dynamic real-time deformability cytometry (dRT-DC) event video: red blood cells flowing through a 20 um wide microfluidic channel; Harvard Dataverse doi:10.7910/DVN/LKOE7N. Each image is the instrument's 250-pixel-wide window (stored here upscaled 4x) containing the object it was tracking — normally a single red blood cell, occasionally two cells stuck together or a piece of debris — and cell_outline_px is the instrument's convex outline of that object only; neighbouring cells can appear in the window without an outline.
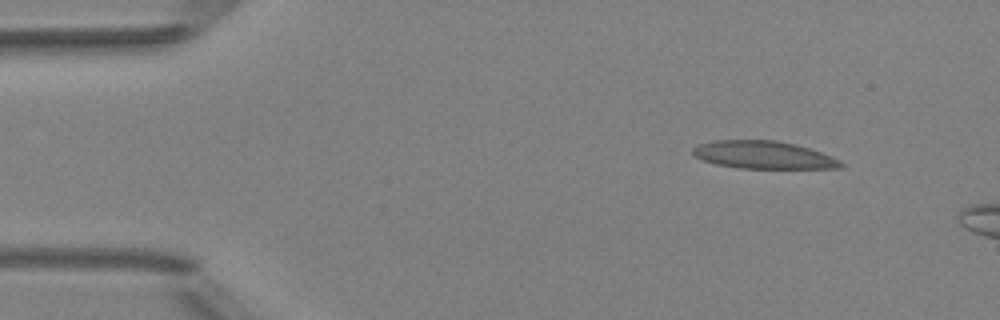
{"species": "Egyptian fruit bat (a non-hibernating species)", "species_latin": "Rousettus aegyptiacus", "temperature_condition": "room temperature", "stored_images_in_passage": 5, "camera_frame_rate_fps": 3000, "um_per_image_px": 0.085, "animal": {"sex": "female"}, "frame": {"image": 1, "passage_image": 5, "time_ms": 5.333, "image_size_px": [1000, 320], "cell_outline_px": [[844, 168], [740, 168], [716, 164], [704, 160], [696, 156], [692, 152], [692, 148], [696, 144], [712, 140], [776, 140], [796, 144], [832, 156], [840, 160], [844, 164]], "centroid_in_image_um": [64.89, 13.16], "position_along_channel_um": 20.1, "area_um2": 23.93}}